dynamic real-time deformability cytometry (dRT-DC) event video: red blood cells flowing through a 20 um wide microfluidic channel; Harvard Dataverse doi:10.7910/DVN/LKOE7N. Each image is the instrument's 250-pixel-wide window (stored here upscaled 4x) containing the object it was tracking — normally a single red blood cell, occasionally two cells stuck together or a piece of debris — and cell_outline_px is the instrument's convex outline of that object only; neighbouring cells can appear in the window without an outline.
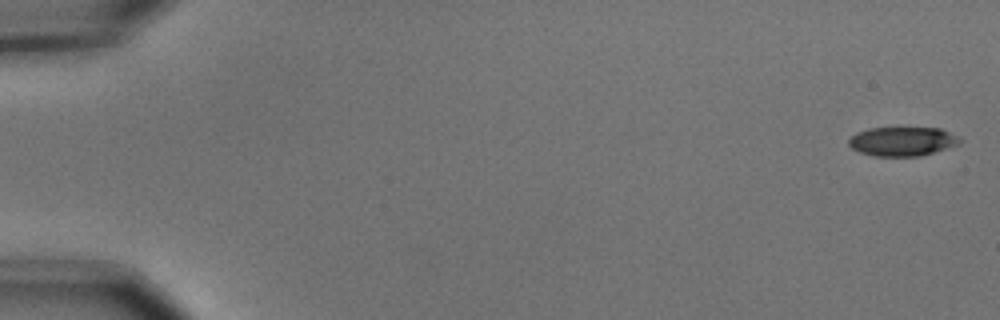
{"species": "common noctule bat (a hibernating species)", "species_latin": "Nyctalus noctula", "temperature_condition": "cold", "stored_images_in_passage": 11, "camera_frame_rate_fps": 3000, "um_per_image_px": 0.085, "animal": {"sex": "male", "body_mass_g": 15.6}, "frame": {"image": 1, "passage_image": 1, "time_ms": 0.0, "image_size_px": [1000, 320], "cell_outline_px": [[960, 144], [920, 156], [876, 156], [860, 152], [852, 148], [848, 144], [848, 140], [856, 132], [868, 128], [940, 128], [956, 136], [960, 140]], "centroid_in_image_um": [76.67, 12.01], "position_along_channel_um": 8.3, "area_um2": 18.67}}
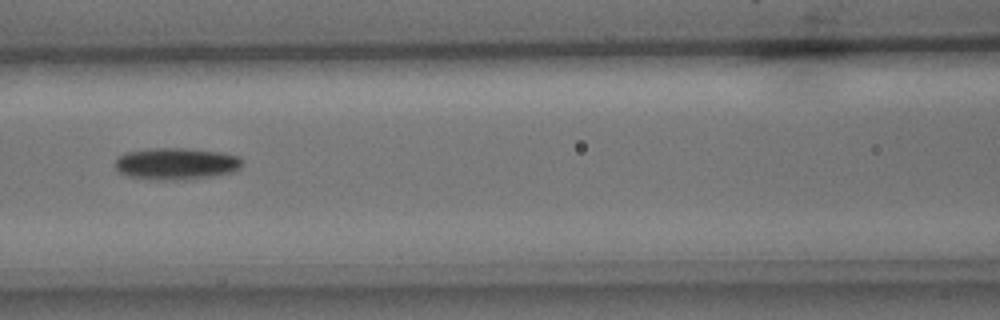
{"frame": {"image": 2, "passage_image": 7, "time_ms": 2.0, "image_size_px": [1000, 320], "cell_outline_px": [[244, 164], [240, 168], [232, 172], [212, 176], [184, 180], [156, 180], [128, 176], [120, 172], [116, 168], [116, 156], [124, 152], [152, 148], [184, 148], [220, 152], [240, 156], [244, 160]], "centroid_in_image_um": [14.99, 13.91], "position_along_channel_um": 151.6, "area_um2": 23.87}}
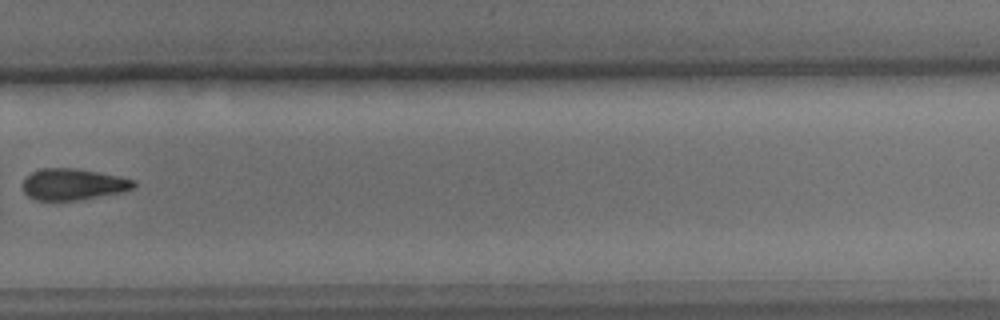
{"frame": {"image": 3, "passage_image": 11, "time_ms": 3.333, "image_size_px": [1000, 320], "cell_outline_px": [[136, 184], [132, 188], [120, 192], [80, 200], [36, 200], [28, 196], [24, 192], [20, 184], [32, 172], [44, 168], [76, 168], [120, 176], [136, 180]], "centroid_in_image_um": [6.2, 15.66], "position_along_channel_um": 323.6, "area_um2": 20.29}}